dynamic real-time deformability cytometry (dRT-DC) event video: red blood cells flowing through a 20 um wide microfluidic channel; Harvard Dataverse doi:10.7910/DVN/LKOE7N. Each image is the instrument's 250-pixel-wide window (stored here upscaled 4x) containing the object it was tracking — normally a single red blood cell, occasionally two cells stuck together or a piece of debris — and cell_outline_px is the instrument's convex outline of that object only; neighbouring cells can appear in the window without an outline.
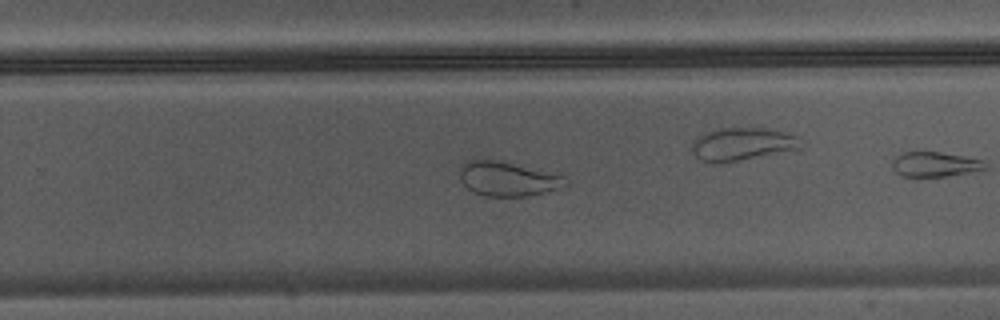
{"species": "Egyptian fruit bat (a non-hibernating species)", "species_latin": "Rousettus aegyptiacus", "temperature_condition": "warm", "stored_images_in_passage": 38, "camera_frame_rate_fps": 3000, "um_per_image_px": 0.085, "animal": {"sex": "male"}, "frame": {"image": 1, "passage_image": 22, "time_ms": 7.0, "image_size_px": [1000, 320], "cell_outline_px": [[568, 184], [544, 192], [528, 196], [484, 196], [472, 192], [460, 180], [460, 164], [464, 160], [480, 156], [500, 160], [568, 176]], "centroid_in_image_um": [43.09, 15.15], "position_along_channel_um": 286.7, "area_um2": 21.96}}